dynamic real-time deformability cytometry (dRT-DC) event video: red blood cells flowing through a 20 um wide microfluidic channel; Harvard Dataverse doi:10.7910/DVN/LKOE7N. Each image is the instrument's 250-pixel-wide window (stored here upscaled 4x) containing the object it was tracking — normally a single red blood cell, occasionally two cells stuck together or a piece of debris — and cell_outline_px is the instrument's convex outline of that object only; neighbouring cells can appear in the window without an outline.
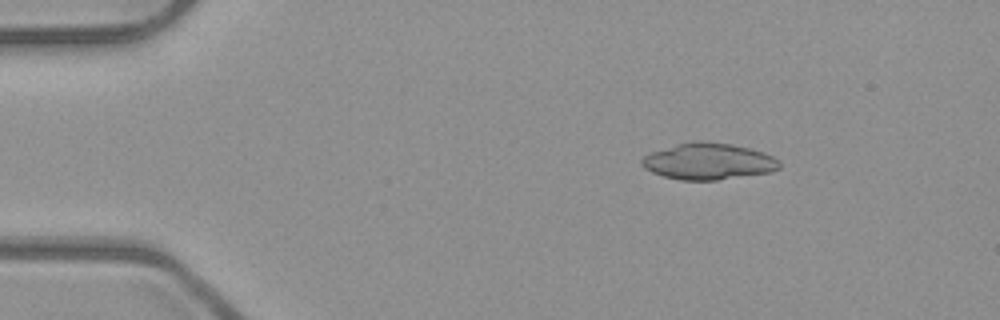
{"species": "common noctule bat (a hibernating species)", "species_latin": "Nyctalus noctula", "temperature_condition": "room temperature", "stored_images_in_passage": 5, "camera_frame_rate_fps": 3000, "um_per_image_px": 0.085, "animal": {"sex": "male", "body_mass_g": 23.1, "forearm_length_mm": 52.7}, "frame": {"image": 1, "passage_image": 3, "time_ms": 0.667, "image_size_px": [1000, 320], "cell_outline_px": [[780, 168], [772, 172], [716, 180], [680, 180], [664, 176], [652, 172], [644, 168], [640, 164], [640, 160], [644, 156], [652, 152], [676, 144], [696, 140], [700, 140], [732, 144], [764, 152], [772, 156], [780, 164]], "centroid_in_image_um": [60.2, 13.71], "position_along_channel_um": 24.8, "area_um2": 29.25}}